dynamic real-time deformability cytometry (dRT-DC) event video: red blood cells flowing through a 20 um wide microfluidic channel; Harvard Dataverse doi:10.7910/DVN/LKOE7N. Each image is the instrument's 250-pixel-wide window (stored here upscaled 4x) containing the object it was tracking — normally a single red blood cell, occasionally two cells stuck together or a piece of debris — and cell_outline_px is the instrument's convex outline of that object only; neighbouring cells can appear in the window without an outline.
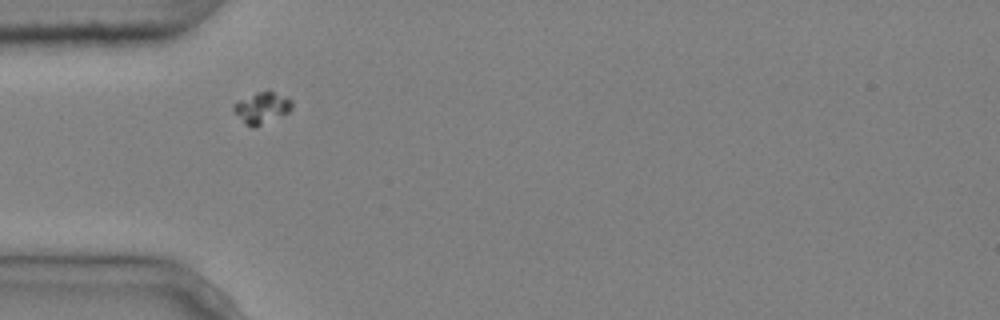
{"species": "common noctule bat (a hibernating species)", "species_latin": "Nyctalus noctula", "temperature_condition": "cold", "stored_images_in_passage": 9, "camera_frame_rate_fps": 3000, "um_per_image_px": 0.085, "animal": {"sex": "male", "body_mass_g": 20.4}, "frame": {"image": 1, "passage_image": 1, "time_ms": 0.0, "image_size_px": [1000, 320], "cell_outline_px": [[292, 108], [288, 112], [256, 128], [252, 128], [244, 124], [232, 108], [232, 104], [236, 100], [256, 92], [268, 88], [292, 100]], "centroid_in_image_um": [22.23, 9.14], "position_along_channel_um": 62.8, "area_um2": 11.04}}
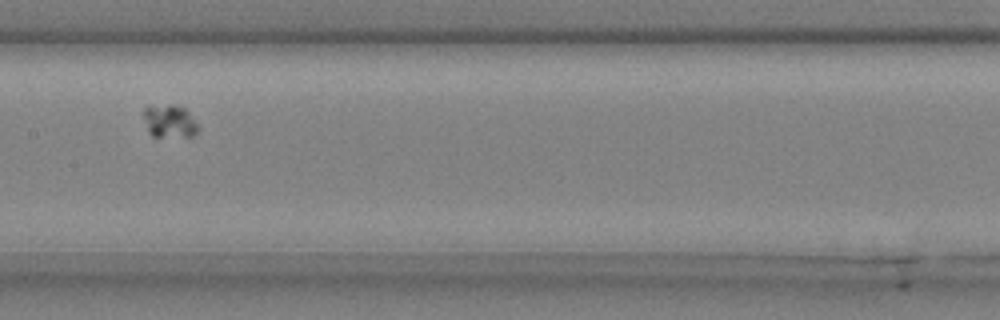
{"frame": {"image": 2, "passage_image": 4, "time_ms": 1.0, "image_size_px": [1000, 320], "cell_outline_px": [[196, 132], [192, 136], [152, 136], [148, 132], [144, 120], [144, 108], [168, 104], [172, 104], [184, 108], [188, 112], [196, 124]], "centroid_in_image_um": [14.37, 10.3], "position_along_channel_um": 193.0, "area_um2": 10.12}}
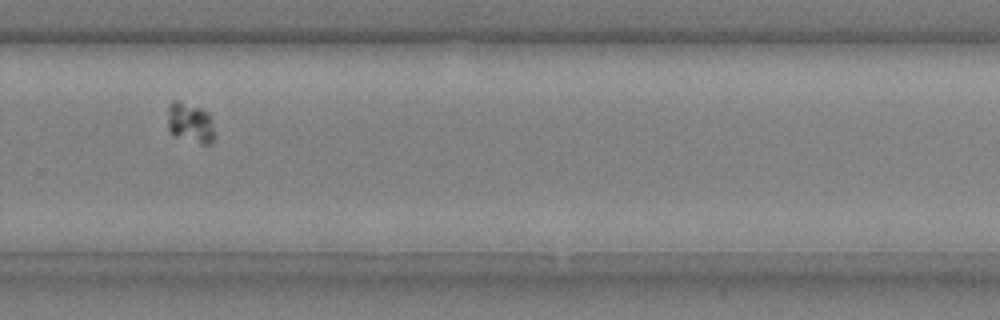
{"frame": {"image": 3, "passage_image": 7, "time_ms": 2.0, "image_size_px": [1000, 320], "cell_outline_px": [[216, 136], [212, 144], [200, 144], [176, 136], [168, 128], [168, 104], [172, 100], [176, 100], [200, 108], [208, 112]], "centroid_in_image_um": [16.19, 10.45], "position_along_channel_um": 313.6, "area_um2": 11.04}}